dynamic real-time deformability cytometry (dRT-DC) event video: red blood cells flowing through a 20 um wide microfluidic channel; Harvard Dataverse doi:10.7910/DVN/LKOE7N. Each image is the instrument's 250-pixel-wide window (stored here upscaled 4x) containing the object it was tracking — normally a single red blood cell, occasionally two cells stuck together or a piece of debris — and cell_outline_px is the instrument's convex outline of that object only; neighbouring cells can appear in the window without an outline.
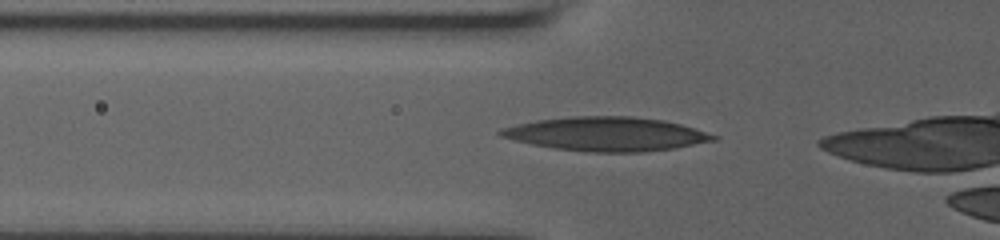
{"species": "human", "species_latin": "Homo sapiens", "temperature_condition": "room temperature", "stored_images_in_passage": 11, "segment_of_instrument_passage": [1, 2], "camera_frame_rate_fps": 3000, "um_per_image_px": 0.085, "donor": {"sex": "male"}, "frame": {"image": 1, "passage_image": 2, "time_ms": 0.333, "image_size_px": [1000, 240], "cell_outline_px": [[720, 136], [716, 140], [672, 148], [644, 152], [592, 152], [556, 148], [532, 144], [500, 136], [496, 132], [500, 128], [536, 120], [572, 116], [632, 116], [664, 120], [680, 124]], "centroid_in_image_um": [51.54, 11.38], "position_along_channel_um": 74.3, "area_um2": 41.85}}
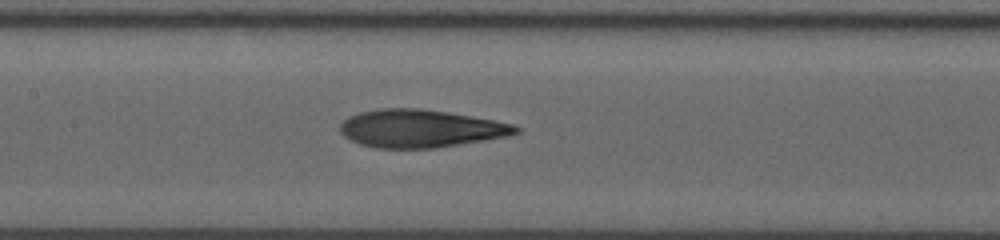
{"frame": {"image": 2, "passage_image": 7, "time_ms": 3.0, "image_size_px": [1000, 240], "cell_outline_px": [[520, 132], [504, 136], [484, 140], [436, 148], [376, 148], [360, 144], [348, 140], [340, 132], [340, 124], [348, 116], [360, 112], [380, 108], [420, 108], [448, 112], [472, 116], [512, 124], [520, 128]], "centroid_in_image_um": [35.68, 10.92], "position_along_channel_um": 171.7, "area_um2": 38.67}}
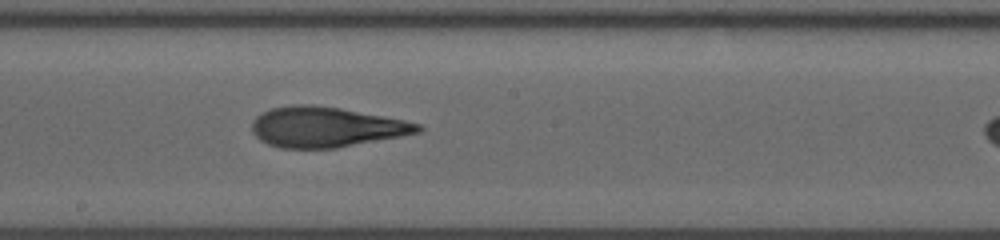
{"frame": {"image": 3, "passage_image": 10, "time_ms": 4.333, "image_size_px": [1000, 240], "cell_outline_px": [[424, 128], [420, 132], [400, 136], [336, 148], [280, 148], [268, 144], [260, 140], [252, 132], [252, 120], [256, 116], [272, 108], [296, 104], [312, 104], [340, 108], [384, 116], [404, 120], [420, 124]], "centroid_in_image_um": [27.69, 10.8], "position_along_channel_um": 220.5, "area_um2": 38.78}}